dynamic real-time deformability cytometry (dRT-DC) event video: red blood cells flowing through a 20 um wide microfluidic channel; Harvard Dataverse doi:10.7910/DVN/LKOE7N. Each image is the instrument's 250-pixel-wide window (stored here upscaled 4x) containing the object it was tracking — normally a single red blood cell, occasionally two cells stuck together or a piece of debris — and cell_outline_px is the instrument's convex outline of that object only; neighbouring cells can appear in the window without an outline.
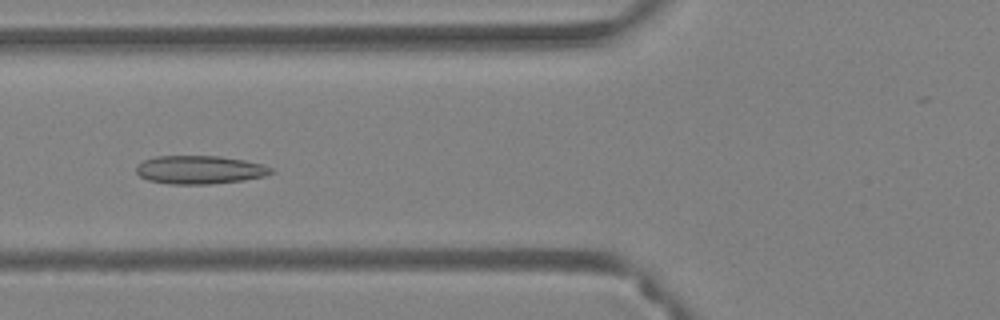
{"species": "Egyptian fruit bat (a non-hibernating species)", "species_latin": "Rousettus aegyptiacus", "temperature_condition": "warm", "stored_images_in_passage": 56, "camera_frame_rate_fps": 3000, "um_per_image_px": 0.085, "animal": {"sex": "female"}, "frame": {"image": 1, "passage_image": 23, "time_ms": 7.333, "image_size_px": [1000, 320], "cell_outline_px": [[276, 172], [264, 176], [244, 180], [212, 184], [172, 184], [148, 180], [140, 176], [136, 172], [136, 168], [144, 160], [156, 156], [220, 156], [244, 160], [264, 164], [272, 168]], "centroid_in_image_um": [17.02, 14.43], "position_along_channel_um": 108.8, "area_um2": 22.31}}
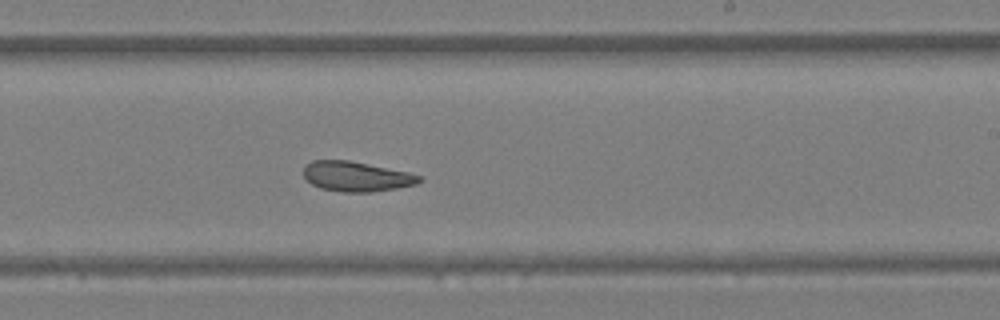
{"frame": {"image": 2, "passage_image": 35, "time_ms": 11.333, "image_size_px": [1000, 320], "cell_outline_px": [[424, 180], [416, 184], [396, 188], [372, 192], [344, 192], [320, 188], [312, 184], [304, 176], [304, 164], [312, 160], [348, 160], [408, 172], [420, 176]], "centroid_in_image_um": [30.28, 15.0], "position_along_channel_um": 258.7, "area_um2": 20.11}}
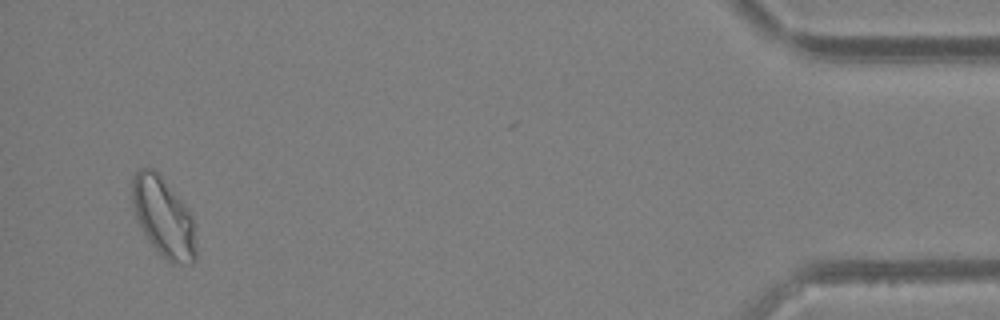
{"frame": {"image": 3, "passage_image": 54, "time_ms": 17.667, "image_size_px": [1000, 320], "cell_outline_px": [[196, 260], [192, 264], [172, 264], [148, 240], [136, 216], [132, 204], [132, 176], [140, 168], [152, 168], [160, 172], [188, 208], [192, 216], [196, 252]], "centroid_in_image_um": [13.91, 18.42], "position_along_channel_um": 421.3, "area_um2": 29.59}, "authors_computed_cell_mechanics": {"area_um2": 23.698, "velocity_mm_per_s": 3.7556, "shape_relaxation_time_tau1_ms": null, "shape_relaxation_time_tau2_ms": 2.7876, "deformation_change_tau1": null, "deformation_change_tau2": 0.086}}